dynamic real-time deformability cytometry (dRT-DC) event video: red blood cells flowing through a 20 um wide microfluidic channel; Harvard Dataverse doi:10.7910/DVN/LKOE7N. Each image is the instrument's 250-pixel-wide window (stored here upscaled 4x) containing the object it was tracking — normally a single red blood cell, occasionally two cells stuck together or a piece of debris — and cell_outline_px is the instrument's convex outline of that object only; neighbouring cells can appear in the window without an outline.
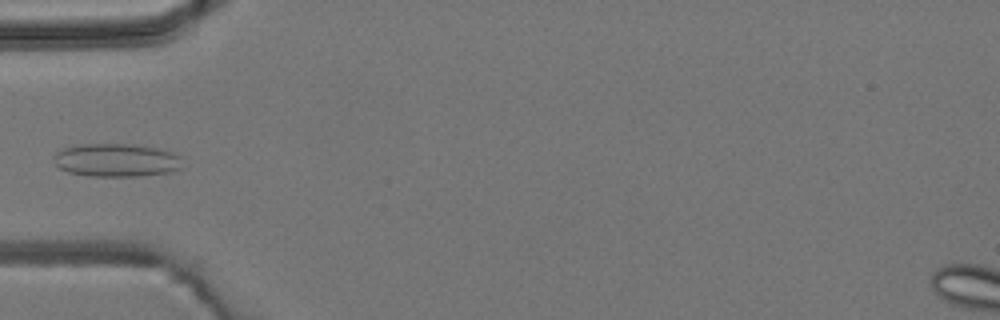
{"species": "common noctule bat (a hibernating species)", "species_latin": "Nyctalus noctula", "temperature_condition": "room temperature", "stored_images_in_passage": 6, "camera_frame_rate_fps": 3000, "um_per_image_px": 0.085, "animal": {"sex": "male", "body_mass_g": 19.2, "forearm_length_mm": 51.8}, "frame": {"image": 1, "passage_image": 5, "time_ms": 4.667, "image_size_px": [1000, 320], "cell_outline_px": [[180, 168], [172, 172], [140, 176], [88, 176], [68, 172], [60, 168], [52, 160], [52, 156], [56, 152], [64, 148], [76, 144], [136, 144], [160, 148], [172, 152], [180, 156]], "centroid_in_image_um": [9.87, 13.61], "position_along_channel_um": 75.1, "area_um2": 25.2}}